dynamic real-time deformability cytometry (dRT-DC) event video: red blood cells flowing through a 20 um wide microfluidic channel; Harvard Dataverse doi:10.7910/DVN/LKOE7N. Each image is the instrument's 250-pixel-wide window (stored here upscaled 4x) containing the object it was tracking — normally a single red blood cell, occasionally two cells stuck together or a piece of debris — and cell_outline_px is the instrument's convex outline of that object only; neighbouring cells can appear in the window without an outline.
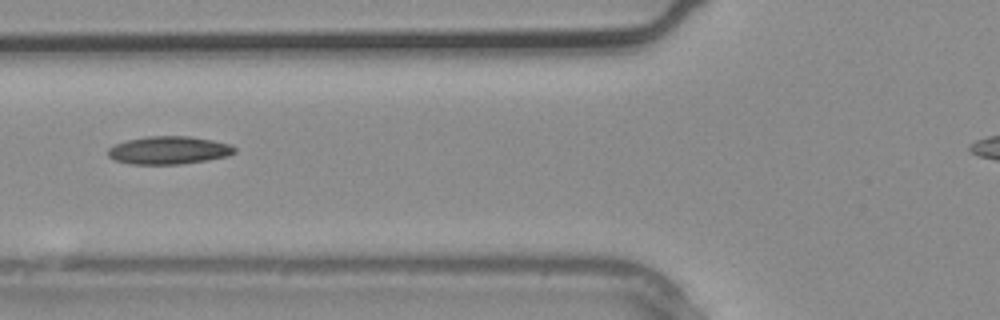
{"species": "common noctule bat (a hibernating species)", "species_latin": "Nyctalus noctula", "temperature_condition": "warm", "stored_images_in_passage": 4, "camera_frame_rate_fps": 3000, "um_per_image_px": 0.085, "animal": {"sex": "male", "body_mass_g": 20.4}, "frame": {"image": 1, "passage_image": 3, "time_ms": 0.667, "image_size_px": [1000, 320], "cell_outline_px": [[236, 152], [228, 156], [208, 160], [180, 164], [132, 164], [116, 160], [108, 156], [108, 148], [116, 144], [128, 140], [148, 136], [188, 136], [212, 140], [232, 144], [236, 148]], "centroid_in_image_um": [14.39, 12.77], "position_along_channel_um": 111.4, "area_um2": 20.58}}